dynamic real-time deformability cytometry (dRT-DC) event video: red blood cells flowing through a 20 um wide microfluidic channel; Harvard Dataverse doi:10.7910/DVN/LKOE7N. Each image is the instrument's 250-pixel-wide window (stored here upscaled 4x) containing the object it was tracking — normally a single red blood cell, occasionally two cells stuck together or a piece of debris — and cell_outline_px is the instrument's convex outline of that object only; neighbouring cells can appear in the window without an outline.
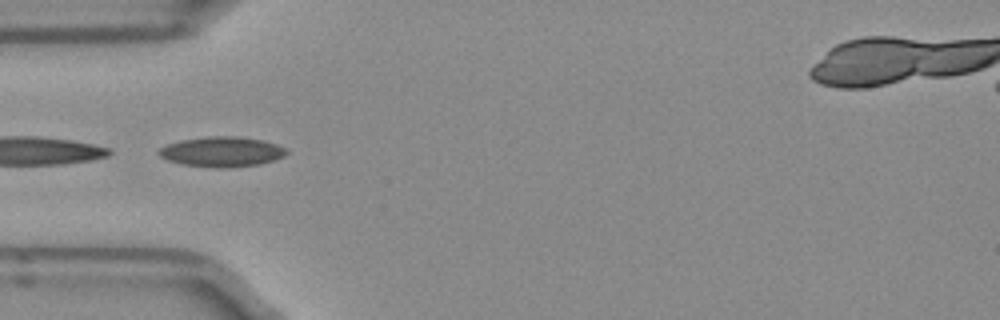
{"species": "Egyptian fruit bat (a non-hibernating species)", "species_latin": "Rousettus aegyptiacus", "temperature_condition": "room temperature", "stored_images_in_passage": 8, "camera_frame_rate_fps": 3000, "um_per_image_px": 0.085, "frame": {"image": 1, "passage_image": 4, "time_ms": 1.0, "image_size_px": [1000, 320], "cell_outline_px": [[288, 152], [284, 156], [260, 164], [232, 168], [216, 168], [180, 164], [168, 160], [160, 156], [156, 152], [160, 148], [168, 144], [180, 140], [208, 136], [236, 136], [264, 140], [276, 144], [284, 148]], "centroid_in_image_um": [18.84, 12.9], "position_along_channel_um": 66.2, "area_um2": 22.48}}